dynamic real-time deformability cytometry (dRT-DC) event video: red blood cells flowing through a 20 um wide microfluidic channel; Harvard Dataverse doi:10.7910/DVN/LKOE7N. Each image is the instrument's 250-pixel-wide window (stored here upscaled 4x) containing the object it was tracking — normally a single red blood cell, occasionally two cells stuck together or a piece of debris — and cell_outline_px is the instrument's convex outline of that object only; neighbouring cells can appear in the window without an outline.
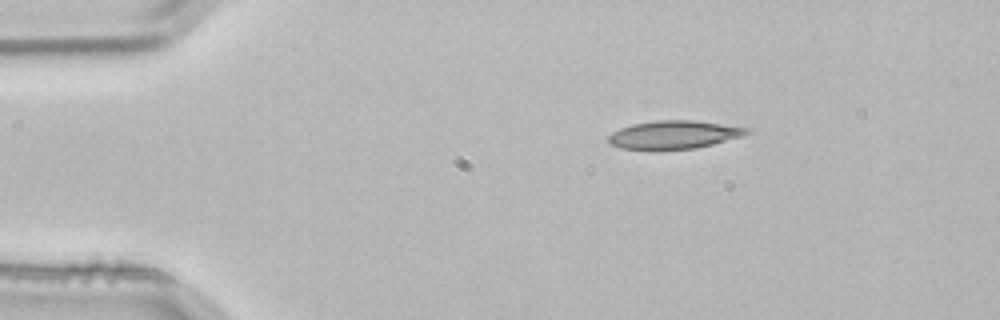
{"species": "common noctule bat (a hibernating species)", "species_latin": "Nyctalus noctula", "temperature_condition": "room temperature", "stored_images_in_passage": 2, "camera_frame_rate_fps": 3000, "um_per_image_px": 0.085, "animal": {"sex": "male", "body_mass_g": 21.5, "forearm_length_mm": 52.0}, "frame": {"image": 1, "passage_image": 1, "time_ms": 0.0, "image_size_px": [1000, 320], "cell_outline_px": [[752, 132], [744, 136], [696, 148], [660, 152], [656, 152], [620, 148], [608, 144], [608, 136], [612, 132], [620, 128], [632, 124], [656, 120], [692, 120], [752, 128]], "centroid_in_image_um": [57.26, 11.49], "position_along_channel_um": 27.7, "area_um2": 23.64}}